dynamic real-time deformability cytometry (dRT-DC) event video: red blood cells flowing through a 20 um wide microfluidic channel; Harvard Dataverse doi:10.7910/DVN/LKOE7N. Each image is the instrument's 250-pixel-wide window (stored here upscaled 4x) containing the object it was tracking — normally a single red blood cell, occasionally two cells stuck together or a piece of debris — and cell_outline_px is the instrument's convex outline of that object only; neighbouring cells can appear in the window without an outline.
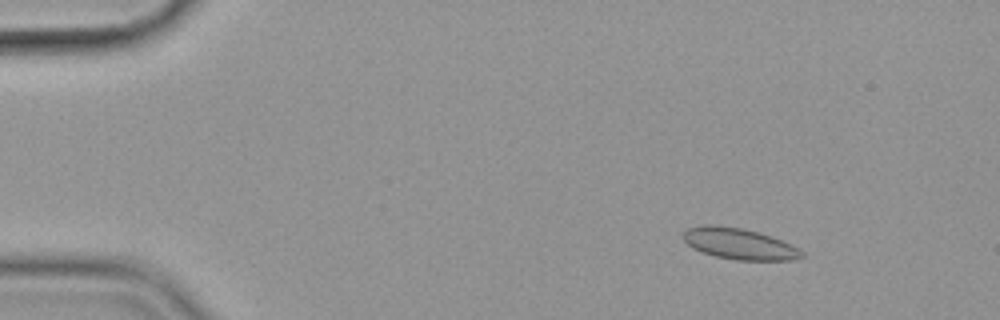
{"species": "common noctule bat (a hibernating species)", "species_latin": "Nyctalus noctula", "temperature_condition": "cold", "stored_images_in_passage": 56, "camera_frame_rate_fps": 3000, "um_per_image_px": 0.085, "animal": {"sex": "female", "body_mass_g": 19.9}, "frame": {"image": 1, "passage_image": 7, "time_ms": 2.0, "image_size_px": [1000, 320], "cell_outline_px": [[804, 256], [792, 260], [736, 260], [716, 256], [692, 248], [684, 240], [684, 232], [688, 228], [704, 224], [716, 224], [744, 228], [760, 232], [772, 236], [792, 244], [804, 252]], "centroid_in_image_um": [62.86, 20.7], "position_along_channel_um": 22.1, "area_um2": 21.68}}
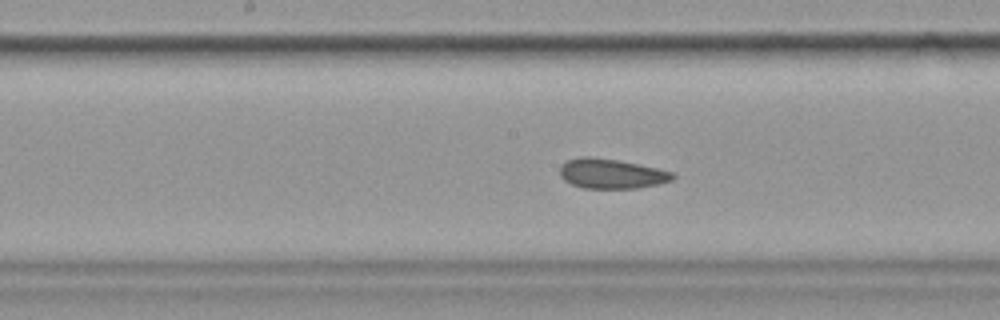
{"frame": {"image": 2, "passage_image": 29, "time_ms": 9.333, "image_size_px": [1000, 320], "cell_outline_px": [[676, 176], [672, 180], [640, 188], [584, 188], [572, 184], [564, 180], [560, 176], [560, 164], [568, 160], [580, 156], [592, 156], [616, 160], [656, 168], [672, 172]], "centroid_in_image_um": [51.93, 14.76], "position_along_channel_um": 196.3, "area_um2": 19.48}}
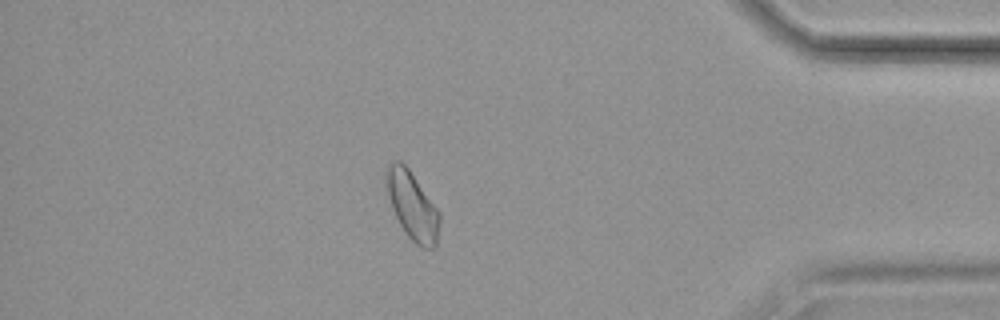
{"frame": {"image": 3, "passage_image": 49, "time_ms": 16.0, "image_size_px": [1000, 320], "cell_outline_px": [[440, 220], [436, 248], [424, 248], [416, 244], [408, 236], [400, 224], [392, 208], [388, 192], [384, 172], [392, 160], [400, 160], [408, 168], [440, 212]], "centroid_in_image_um": [35.05, 17.48], "position_along_channel_um": 400.1, "area_um2": 20.92}, "authors_computed_cell_mechanics": {"area_um2": 20.6924, "velocity_mm_per_s": 3.5526, "shape_relaxation_time_tau1_ms": null, "shape_relaxation_time_tau2_ms": 1.5352, "deformation_change_tau1": null, "deformation_change_tau2": 0.0764}}